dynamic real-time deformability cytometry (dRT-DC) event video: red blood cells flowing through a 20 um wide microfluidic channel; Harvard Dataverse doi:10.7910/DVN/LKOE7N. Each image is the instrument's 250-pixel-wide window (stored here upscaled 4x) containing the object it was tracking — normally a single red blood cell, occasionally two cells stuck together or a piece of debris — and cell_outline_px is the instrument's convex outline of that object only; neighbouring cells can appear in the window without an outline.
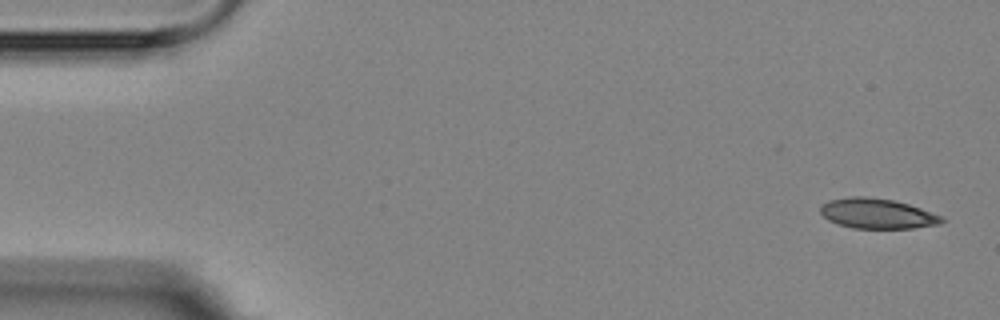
{"species": "Egyptian fruit bat (a non-hibernating species)", "species_latin": "Rousettus aegyptiacus", "temperature_condition": "room temperature", "stored_images_in_passage": 4, "camera_frame_rate_fps": 3000, "um_per_image_px": 0.085, "animal": {"sex": "female"}, "frame": {"image": 1, "passage_image": 1, "time_ms": 0.0, "image_size_px": [1000, 320], "cell_outline_px": [[944, 220], [940, 224], [912, 228], [852, 228], [836, 224], [828, 220], [820, 212], [820, 208], [828, 200], [852, 196], [864, 196], [892, 200], [908, 204], [944, 216]], "centroid_in_image_um": [74.56, 18.15], "position_along_channel_um": 10.4, "area_um2": 21.27}}